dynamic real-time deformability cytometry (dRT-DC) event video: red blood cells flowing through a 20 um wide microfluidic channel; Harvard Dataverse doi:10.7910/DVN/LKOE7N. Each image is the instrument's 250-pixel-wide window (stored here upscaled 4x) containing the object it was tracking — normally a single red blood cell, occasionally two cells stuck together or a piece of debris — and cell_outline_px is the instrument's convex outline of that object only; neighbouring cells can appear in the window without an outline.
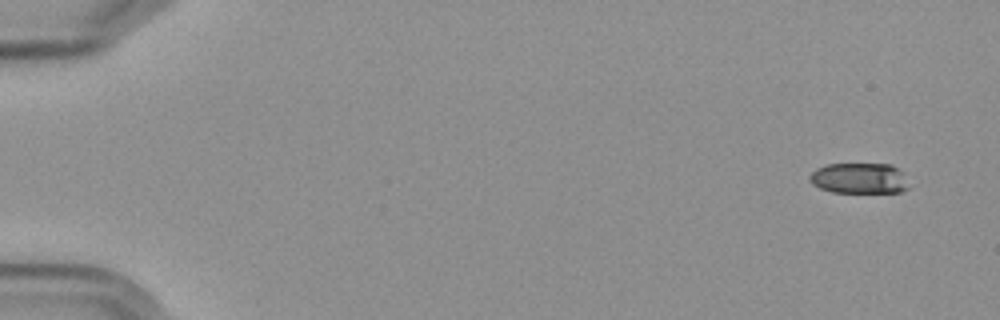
{"species": "Egyptian fruit bat (a non-hibernating species)", "species_latin": "Rousettus aegyptiacus", "temperature_condition": "cold", "stored_images_in_passage": 9, "camera_frame_rate_fps": 3000, "um_per_image_px": 0.085, "frame": {"image": 1, "passage_image": 1, "time_ms": 0.0, "image_size_px": [1000, 320], "cell_outline_px": [[908, 188], [900, 192], [832, 192], [820, 188], [812, 184], [808, 180], [808, 176], [816, 168], [828, 164], [892, 164], [900, 172]], "centroid_in_image_um": [72.95, 15.15], "position_along_channel_um": 12.0, "area_um2": 17.51}}
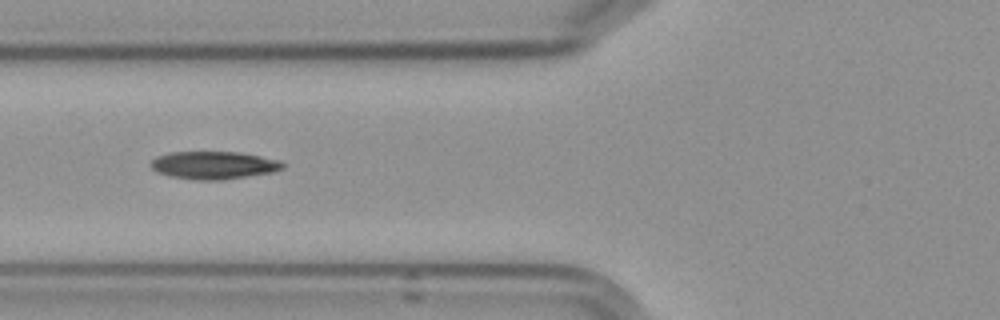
{"frame": {"image": 2, "passage_image": 6, "time_ms": 6.667, "image_size_px": [1000, 320], "cell_outline_px": [[284, 168], [272, 172], [216, 180], [200, 180], [172, 176], [156, 172], [148, 164], [156, 156], [168, 152], [240, 152], [280, 160], [284, 164]], "centroid_in_image_um": [18.13, 14.02], "position_along_channel_um": 107.7, "area_um2": 21.15}}
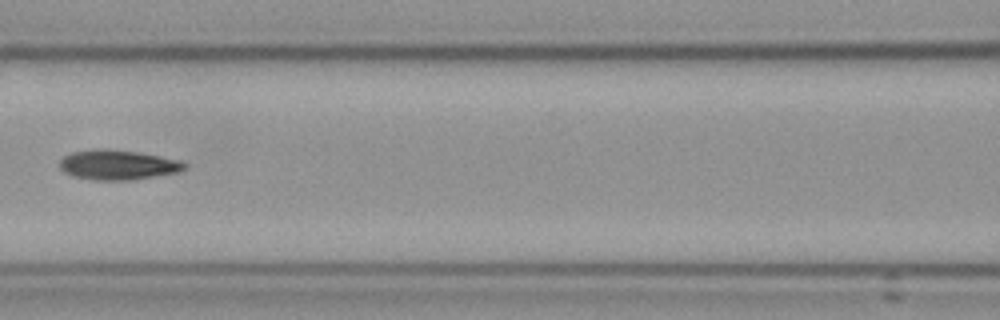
{"frame": {"image": 3, "passage_image": 7, "time_ms": 8.0, "image_size_px": [1000, 320], "cell_outline_px": [[188, 164], [180, 172], [132, 180], [96, 180], [72, 176], [64, 172], [60, 168], [60, 160], [64, 156], [72, 152], [96, 148], [108, 148], [136, 152], [160, 156], [180, 160]], "centroid_in_image_um": [10.01, 14.01], "position_along_channel_um": 156.6, "area_um2": 21.85}}